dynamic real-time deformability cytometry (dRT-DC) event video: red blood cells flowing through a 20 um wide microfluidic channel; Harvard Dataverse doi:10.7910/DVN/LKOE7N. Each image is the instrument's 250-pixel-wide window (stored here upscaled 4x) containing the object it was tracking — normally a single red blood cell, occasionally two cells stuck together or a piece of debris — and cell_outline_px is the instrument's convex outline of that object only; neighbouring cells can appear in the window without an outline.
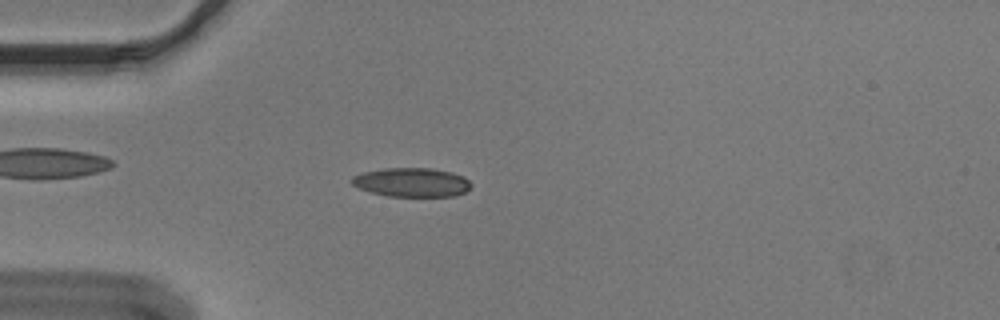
{"species": "Egyptian fruit bat (a non-hibernating species)", "species_latin": "Rousettus aegyptiacus", "temperature_condition": "cold", "stored_images_in_passage": 55, "camera_frame_rate_fps": 3000, "um_per_image_px": 0.085, "animal": {"sex": "male"}, "frame": {"image": 1, "passage_image": 15, "time_ms": 4.667, "image_size_px": [1000, 320], "cell_outline_px": [[472, 184], [464, 192], [456, 196], [388, 196], [372, 192], [360, 188], [352, 184], [352, 176], [364, 172], [384, 168], [432, 168], [452, 172], [464, 176]], "centroid_in_image_um": [35.02, 15.49], "position_along_channel_um": 50.0, "area_um2": 20.06}}
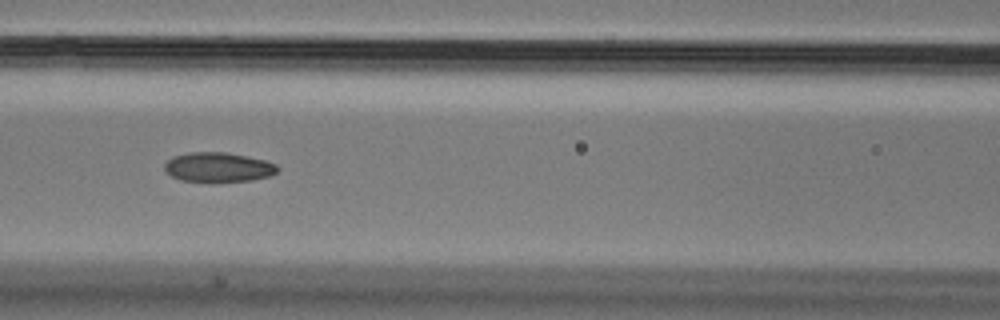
{"frame": {"image": 2, "passage_image": 24, "time_ms": 7.667, "image_size_px": [1000, 320], "cell_outline_px": [[280, 168], [272, 176], [252, 180], [212, 184], [180, 180], [172, 176], [164, 168], [164, 164], [172, 156], [188, 152], [228, 152], [248, 156], [264, 160], [276, 164]], "centroid_in_image_um": [18.56, 14.24], "position_along_channel_um": 148.0, "area_um2": 20.23}}
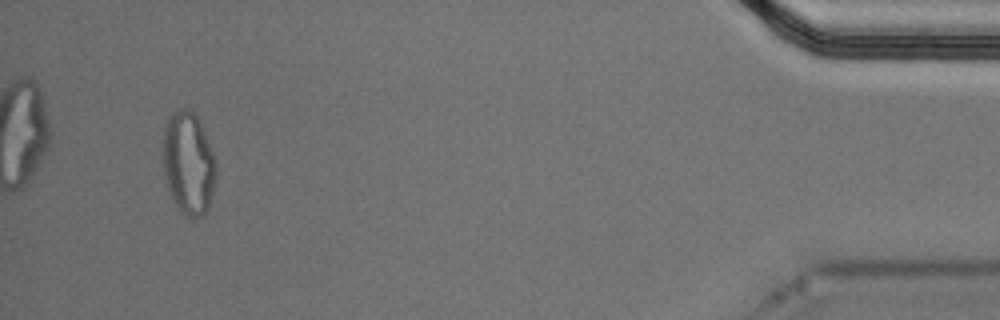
{"frame": {"image": 3, "passage_image": 52, "time_ms": 17.0, "image_size_px": [1000, 320], "cell_outline_px": [[216, 176], [208, 208], [204, 216], [192, 220], [188, 220], [176, 208], [172, 200], [164, 180], [160, 152], [164, 128], [168, 116], [172, 112], [180, 108], [188, 108], [200, 120], [212, 148], [216, 160]], "centroid_in_image_um": [15.97, 13.9], "position_along_channel_um": 419.2, "area_um2": 33.29}, "authors_computed_cell_mechanics": {"area_um2": 19.941, "velocity_mm_per_s": 3.6557, "shape_relaxation_time_tau1_ms": null, "shape_relaxation_time_tau2_ms": 3.5771, "deformation_change_tau1": null, "deformation_change_tau2": 0.0908}}